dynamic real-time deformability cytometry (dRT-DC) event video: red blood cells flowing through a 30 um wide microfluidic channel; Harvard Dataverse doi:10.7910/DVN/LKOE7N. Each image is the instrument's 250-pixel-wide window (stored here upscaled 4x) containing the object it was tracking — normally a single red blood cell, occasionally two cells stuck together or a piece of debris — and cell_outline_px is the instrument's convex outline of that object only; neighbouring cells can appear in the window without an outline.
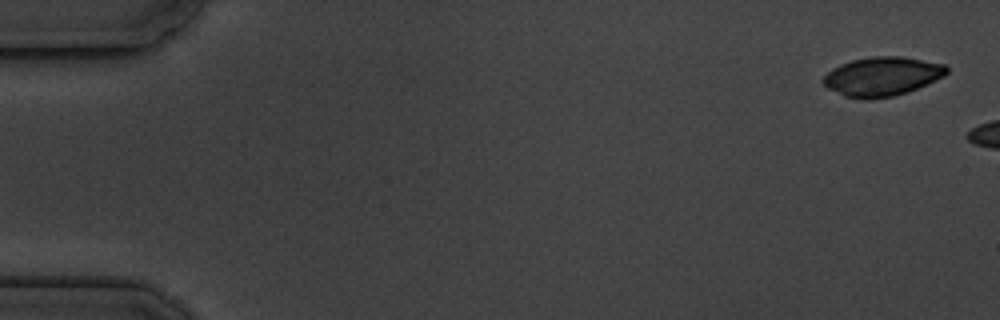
{"species": "common noctule bat (a hibernating species)", "species_latin": "Nyctalus noctula", "temperature_condition": "cold", "stored_images_in_passage": 3, "camera_frame_rate_fps": 3000, "um_per_image_px": 0.085, "animal": {"sex": "male", "body_mass_g": 19.5, "forearm_length_mm": 54.6}, "frame": {"image": 1, "passage_image": 1, "time_ms": 0.0, "image_size_px": [1000, 320], "cell_outline_px": [[948, 72], [944, 76], [916, 88], [892, 96], [868, 100], [864, 100], [844, 96], [828, 88], [824, 84], [824, 76], [832, 68], [840, 64], [852, 60], [872, 56], [900, 56], [948, 64]], "centroid_in_image_um": [74.98, 6.49], "position_along_channel_um": 10.0, "area_um2": 27.98}}